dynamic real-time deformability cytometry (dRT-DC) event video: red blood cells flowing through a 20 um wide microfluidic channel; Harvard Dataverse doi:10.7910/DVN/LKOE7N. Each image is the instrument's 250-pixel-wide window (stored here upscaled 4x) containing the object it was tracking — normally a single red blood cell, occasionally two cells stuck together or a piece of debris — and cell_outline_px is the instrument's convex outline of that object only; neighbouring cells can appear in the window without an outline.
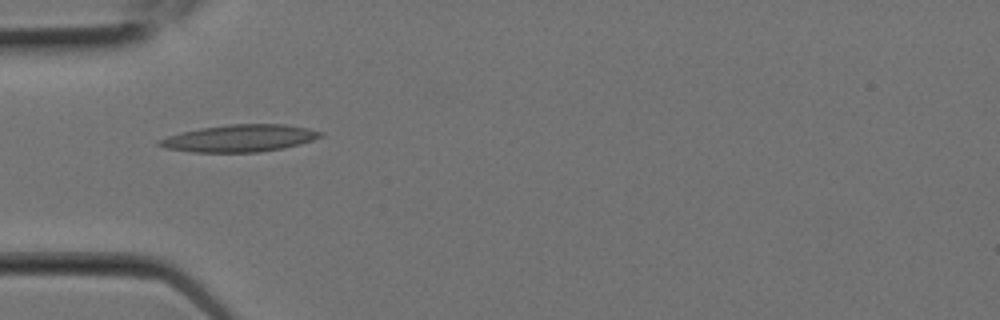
{"species": "Egyptian fruit bat (a non-hibernating species)", "species_latin": "Rousettus aegyptiacus", "temperature_condition": "room temperature", "stored_images_in_passage": 2, "camera_frame_rate_fps": 3000, "um_per_image_px": 0.085, "animal": {"sex": "female"}, "frame": {"image": 1, "passage_image": 1, "time_ms": 0.0, "image_size_px": [1000, 320], "cell_outline_px": [[324, 136], [300, 144], [284, 148], [260, 152], [192, 152], [164, 148], [156, 144], [156, 140], [168, 136], [200, 128], [228, 124], [284, 124], [308, 128], [324, 132]], "centroid_in_image_um": [20.38, 11.75], "position_along_channel_um": 64.6, "area_um2": 25.61}}
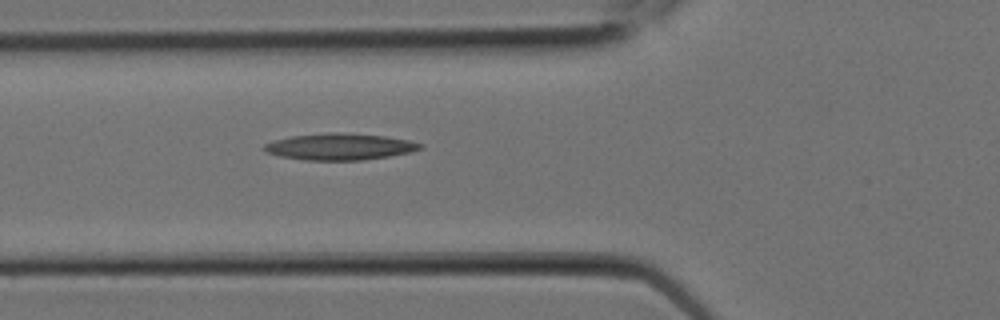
{"frame": {"image": 2, "passage_image": 2, "time_ms": 0.333, "image_size_px": [1000, 320], "cell_outline_px": [[424, 148], [408, 152], [388, 156], [360, 160], [304, 160], [280, 156], [268, 152], [260, 148], [264, 144], [276, 140], [292, 136], [332, 132], [336, 132], [384, 136], [408, 140], [424, 144]], "centroid_in_image_um": [28.87, 12.47], "position_along_channel_um": 96.9, "area_um2": 23.87}}